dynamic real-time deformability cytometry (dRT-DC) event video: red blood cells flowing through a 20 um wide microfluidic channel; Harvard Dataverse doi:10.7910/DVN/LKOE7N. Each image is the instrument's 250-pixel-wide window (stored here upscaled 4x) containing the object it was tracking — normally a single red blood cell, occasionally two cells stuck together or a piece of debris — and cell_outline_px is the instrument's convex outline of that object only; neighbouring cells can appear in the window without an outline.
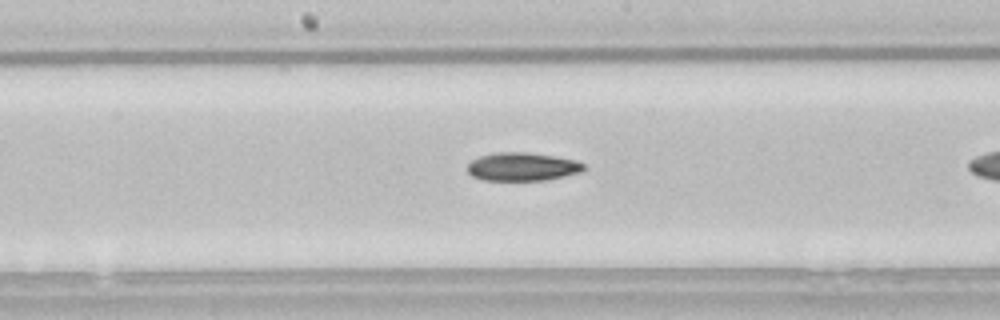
{"species": "common noctule bat (a hibernating species)", "species_latin": "Nyctalus noctula", "temperature_condition": "room temperature", "stored_images_in_passage": 28, "camera_frame_rate_fps": 3000, "um_per_image_px": 0.085, "animal": {"sex": "male", "body_mass_g": 21.5, "forearm_length_mm": 52.0}, "frame": {"image": 1, "passage_image": 13, "time_ms": 4.0, "image_size_px": [1000, 320], "cell_outline_px": [[584, 172], [544, 180], [484, 180], [472, 176], [468, 172], [468, 164], [472, 160], [480, 156], [492, 152], [528, 152], [556, 156], [576, 160], [584, 164]], "centroid_in_image_um": [44.41, 14.16], "position_along_channel_um": 203.8, "area_um2": 19.31}}